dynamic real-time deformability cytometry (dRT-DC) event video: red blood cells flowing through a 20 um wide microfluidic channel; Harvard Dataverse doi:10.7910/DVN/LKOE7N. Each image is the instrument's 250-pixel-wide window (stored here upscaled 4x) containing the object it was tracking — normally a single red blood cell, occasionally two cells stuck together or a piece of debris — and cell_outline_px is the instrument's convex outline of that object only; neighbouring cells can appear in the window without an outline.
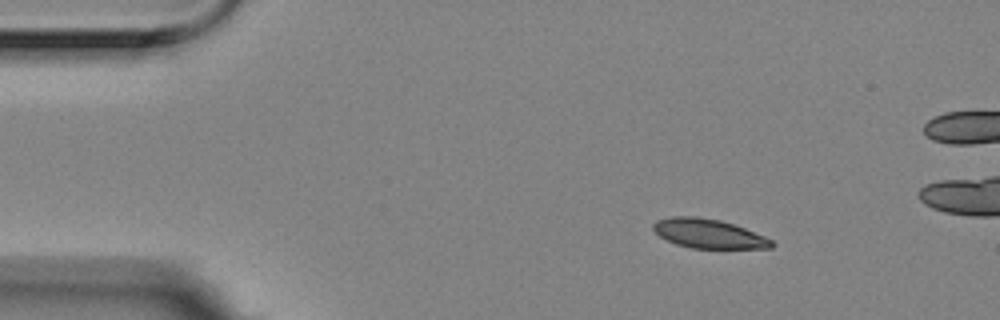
{"species": "Egyptian fruit bat (a non-hibernating species)", "species_latin": "Rousettus aegyptiacus", "temperature_condition": "room temperature", "stored_images_in_passage": 4, "camera_frame_rate_fps": 3000, "um_per_image_px": 0.085, "animal": {"sex": "female"}, "frame": {"image": 1, "passage_image": 1, "time_ms": 0.0, "image_size_px": [1000, 320], "cell_outline_px": [[776, 244], [772, 248], [692, 248], [676, 244], [660, 236], [652, 228], [652, 224], [656, 220], [672, 216], [696, 216], [720, 220], [744, 228], [764, 236], [772, 240]], "centroid_in_image_um": [60.22, 19.85], "position_along_channel_um": 24.8, "area_um2": 20.06}}